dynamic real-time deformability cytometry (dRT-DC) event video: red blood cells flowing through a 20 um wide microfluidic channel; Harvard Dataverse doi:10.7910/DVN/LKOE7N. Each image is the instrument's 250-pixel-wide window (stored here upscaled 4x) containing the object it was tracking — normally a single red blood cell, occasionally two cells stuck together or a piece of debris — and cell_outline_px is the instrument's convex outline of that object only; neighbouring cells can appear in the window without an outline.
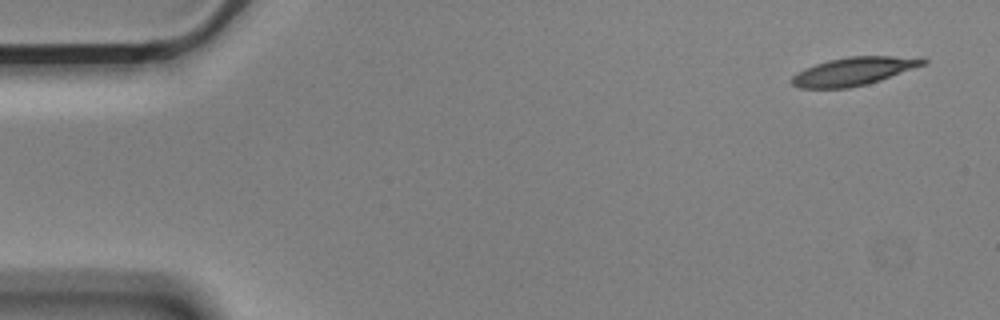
{"species": "Egyptian fruit bat (a non-hibernating species)", "species_latin": "Rousettus aegyptiacus", "temperature_condition": "cold", "stored_images_in_passage": 54, "camera_frame_rate_fps": 3000, "um_per_image_px": 0.085, "animal": {"sex": "male"}, "frame": {"image": 1, "passage_image": 1, "time_ms": 0.0, "image_size_px": [1000, 320], "cell_outline_px": [[928, 60], [924, 64], [880, 80], [868, 84], [848, 88], [800, 88], [792, 84], [788, 80], [796, 72], [804, 68], [828, 60], [848, 56], [924, 56]], "centroid_in_image_um": [72.55, 6.05], "position_along_channel_um": 12.4, "area_um2": 21.73}}
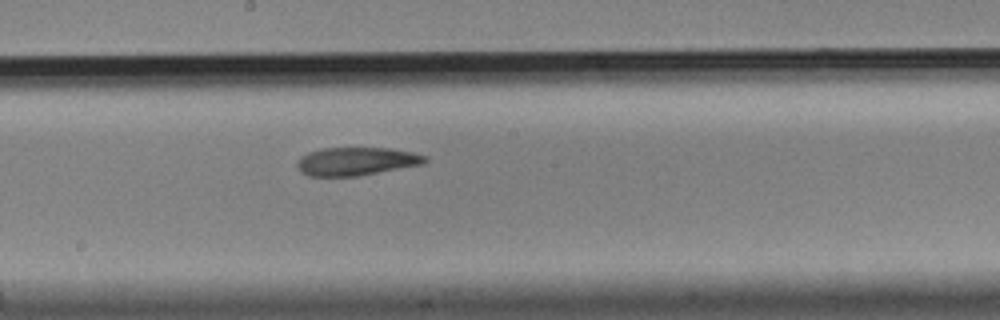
{"frame": {"image": 2, "passage_image": 28, "time_ms": 9.0, "image_size_px": [1000, 320], "cell_outline_px": [[428, 160], [424, 164], [360, 176], [308, 176], [300, 172], [296, 168], [296, 160], [300, 156], [308, 152], [324, 148], [388, 148], [412, 152], [428, 156]], "centroid_in_image_um": [30.27, 13.72], "position_along_channel_um": 217.9, "area_um2": 21.33}}
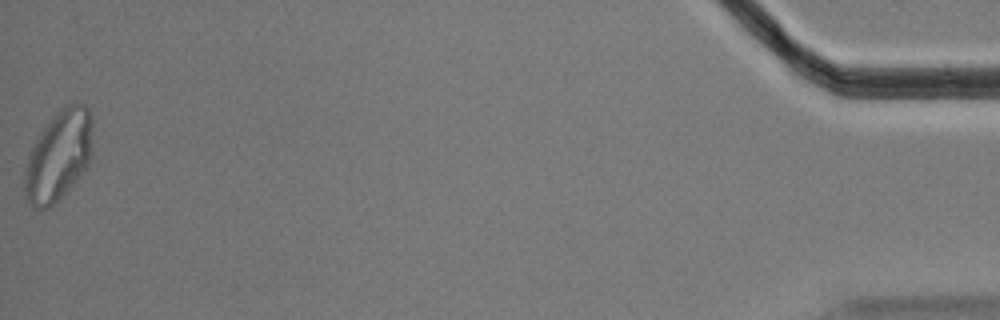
{"frame": {"image": 3, "passage_image": 54, "time_ms": 17.667, "image_size_px": [1000, 320], "cell_outline_px": [[92, 156], [88, 164], [76, 180], [48, 208], [32, 208], [28, 204], [24, 196], [24, 168], [28, 156], [40, 132], [56, 112], [64, 104], [76, 100], [84, 104], [88, 108], [92, 120]], "centroid_in_image_um": [4.98, 13.19], "position_along_channel_um": 430.2, "area_um2": 35.95}, "authors_computed_cell_mechanics": {"area_um2": 22.3108, "velocity_mm_per_s": 3.5682, "shape_relaxation_time_tau1_ms": 7.9172, "shape_relaxation_time_tau2_ms": null, "deformation_change_tau1": 0.2242, "deformation_change_tau2": null}}